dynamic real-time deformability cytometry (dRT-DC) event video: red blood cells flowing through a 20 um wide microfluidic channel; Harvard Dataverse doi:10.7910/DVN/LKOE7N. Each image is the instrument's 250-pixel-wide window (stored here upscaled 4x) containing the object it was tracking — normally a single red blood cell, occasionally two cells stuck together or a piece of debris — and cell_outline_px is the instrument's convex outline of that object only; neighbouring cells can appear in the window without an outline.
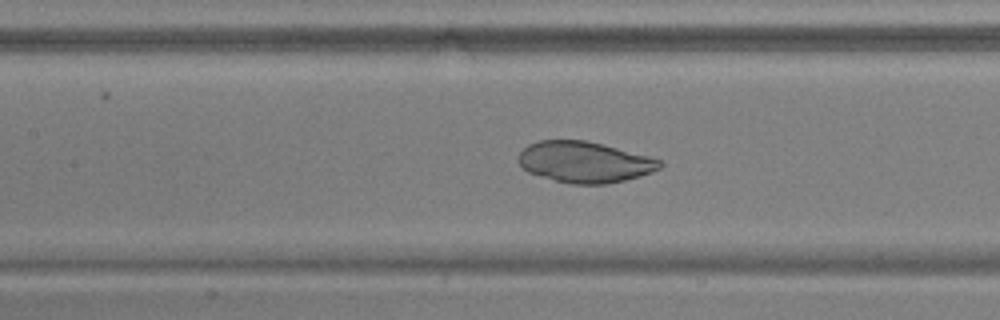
{"species": "common noctule bat (a hibernating species)", "species_latin": "Nyctalus noctula", "temperature_condition": "warm", "stored_images_in_passage": 47, "camera_frame_rate_fps": 3000, "um_per_image_px": 0.085, "animal": {"sex": "male", "body_mass_g": 17.9, "forearm_length_mm": 54.2}, "frame": {"image": 1, "passage_image": 18, "time_ms": 5.667, "image_size_px": [1000, 320], "cell_outline_px": [[664, 164], [660, 168], [652, 172], [640, 176], [608, 184], [572, 184], [540, 176], [528, 172], [520, 164], [520, 152], [528, 144], [540, 140], [584, 140], [604, 144], [648, 156], [660, 160]], "centroid_in_image_um": [49.71, 13.77], "position_along_channel_um": 157.7, "area_um2": 33.64}}
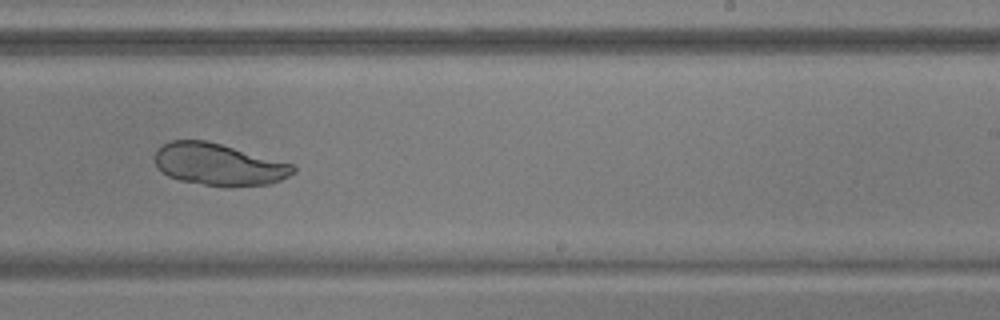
{"frame": {"image": 2, "passage_image": 27, "time_ms": 8.667, "image_size_px": [1000, 320], "cell_outline_px": [[296, 172], [272, 184], [228, 188], [180, 180], [168, 176], [156, 164], [156, 152], [164, 144], [172, 140], [204, 140], [220, 144], [292, 164], [296, 168]], "centroid_in_image_um": [18.63, 14.0], "position_along_channel_um": 270.4, "area_um2": 33.52}}
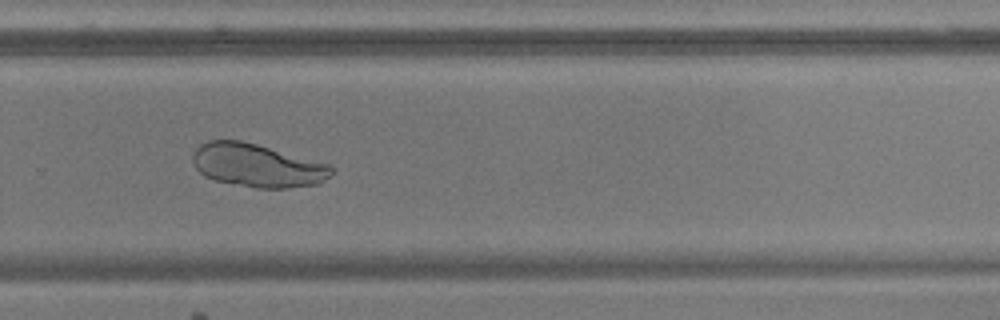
{"frame": {"image": 3, "passage_image": 30, "time_ms": 9.667, "image_size_px": [1000, 320], "cell_outline_px": [[336, 172], [324, 180], [316, 184], [288, 188], [256, 188], [216, 180], [204, 176], [192, 164], [192, 156], [196, 148], [200, 144], [208, 140], [240, 140], [256, 144], [328, 164], [336, 168]], "centroid_in_image_um": [21.86, 14.06], "position_along_channel_um": 307.9, "area_um2": 34.91}}